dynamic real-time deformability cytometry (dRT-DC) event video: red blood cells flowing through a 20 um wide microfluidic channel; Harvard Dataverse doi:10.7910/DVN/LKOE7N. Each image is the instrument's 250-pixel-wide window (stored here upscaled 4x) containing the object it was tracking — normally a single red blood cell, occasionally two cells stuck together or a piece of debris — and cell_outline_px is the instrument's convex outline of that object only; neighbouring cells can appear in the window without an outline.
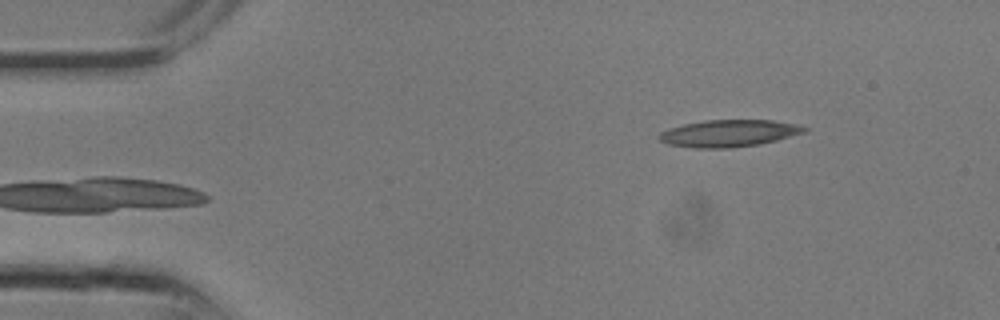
{"species": "common noctule bat (a hibernating species)", "species_latin": "Nyctalus noctula", "temperature_condition": "room temperature", "stored_images_in_passage": 5, "camera_frame_rate_fps": 3000, "um_per_image_px": 0.085, "animal": {"sex": "male", "body_mass_g": 13.3}, "frame": {"image": 1, "passage_image": 1, "time_ms": 0.0, "image_size_px": [1000, 320], "cell_outline_px": [[808, 132], [760, 144], [732, 148], [696, 148], [668, 144], [660, 140], [656, 136], [660, 132], [668, 128], [684, 124], [704, 120], [772, 120], [796, 124], [808, 128]], "centroid_in_image_um": [61.95, 11.33], "position_along_channel_um": 23.0, "area_um2": 23.0}}